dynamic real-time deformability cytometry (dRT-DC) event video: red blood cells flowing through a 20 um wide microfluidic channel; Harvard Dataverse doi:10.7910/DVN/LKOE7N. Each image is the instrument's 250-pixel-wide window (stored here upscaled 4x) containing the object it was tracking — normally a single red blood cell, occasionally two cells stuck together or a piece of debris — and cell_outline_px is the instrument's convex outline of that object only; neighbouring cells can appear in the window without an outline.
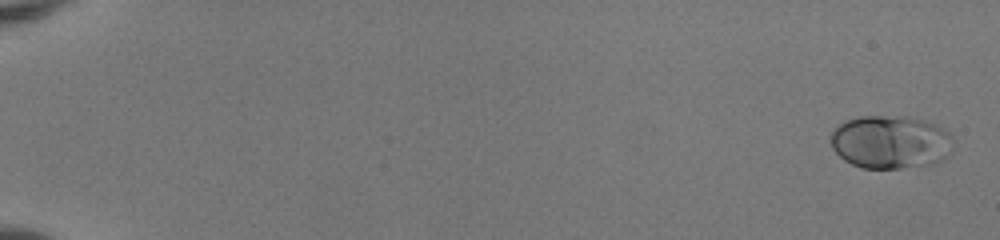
{"species": "human", "species_latin": "Homo sapiens", "temperature_condition": "room temperature", "stored_images_in_passage": 52, "camera_frame_rate_fps": 3000, "um_per_image_px": 0.085, "donor": {"sex": "female"}, "frame": {"image": 1, "passage_image": 1, "time_ms": 0.0, "image_size_px": [1000, 240], "cell_outline_px": [[952, 144], [944, 160], [936, 164], [900, 168], [864, 168], [852, 164], [844, 160], [832, 148], [832, 132], [844, 120], [860, 116], [908, 116], [924, 120], [936, 124], [944, 128], [952, 136]], "centroid_in_image_um": [75.72, 12.07], "position_along_channel_um": 9.3, "area_um2": 38.21}}
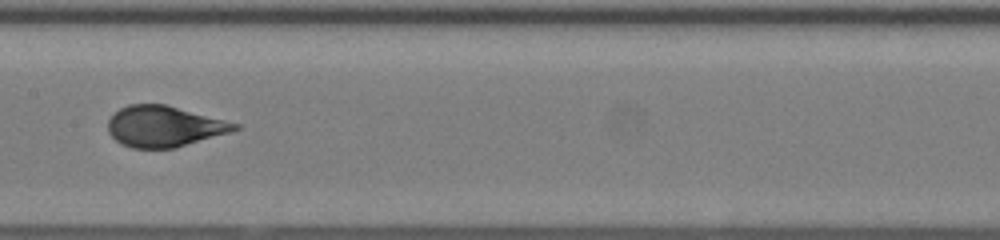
{"frame": {"image": 2, "passage_image": 29, "time_ms": 9.333, "image_size_px": [1000, 240], "cell_outline_px": [[244, 128], [232, 132], [176, 148], [132, 148], [120, 144], [108, 132], [108, 120], [120, 108], [128, 104], [164, 104], [240, 124]], "centroid_in_image_um": [13.98, 10.75], "position_along_channel_um": 193.4, "area_um2": 30.29}}
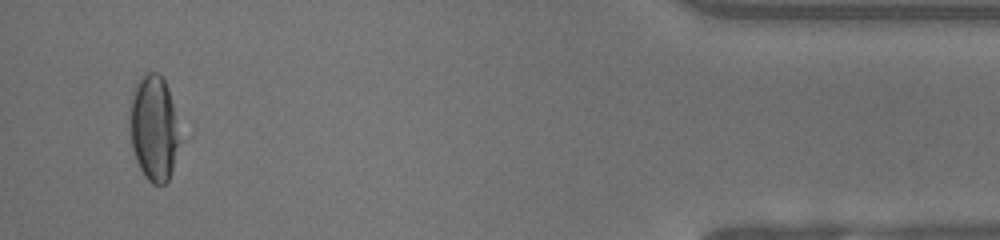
{"frame": {"image": 3, "passage_image": 50, "time_ms": 16.333, "image_size_px": [1000, 240], "cell_outline_px": [[176, 144], [172, 168], [168, 180], [164, 184], [152, 184], [144, 176], [136, 160], [132, 148], [132, 100], [136, 84], [140, 76], [144, 72], [156, 72], [164, 80], [168, 88], [176, 120]], "centroid_in_image_um": [13.05, 10.88], "position_along_channel_um": 422.1, "area_um2": 29.13}, "authors_computed_cell_mechanics": {"area_um2": 31.0675, "velocity_mm_per_s": 4.1019, "shape_relaxation_time_tau1_ms": 7.875, "shape_relaxation_time_tau2_ms": null, "deformation_change_tau1": 0.2771, "deformation_change_tau2": null}}